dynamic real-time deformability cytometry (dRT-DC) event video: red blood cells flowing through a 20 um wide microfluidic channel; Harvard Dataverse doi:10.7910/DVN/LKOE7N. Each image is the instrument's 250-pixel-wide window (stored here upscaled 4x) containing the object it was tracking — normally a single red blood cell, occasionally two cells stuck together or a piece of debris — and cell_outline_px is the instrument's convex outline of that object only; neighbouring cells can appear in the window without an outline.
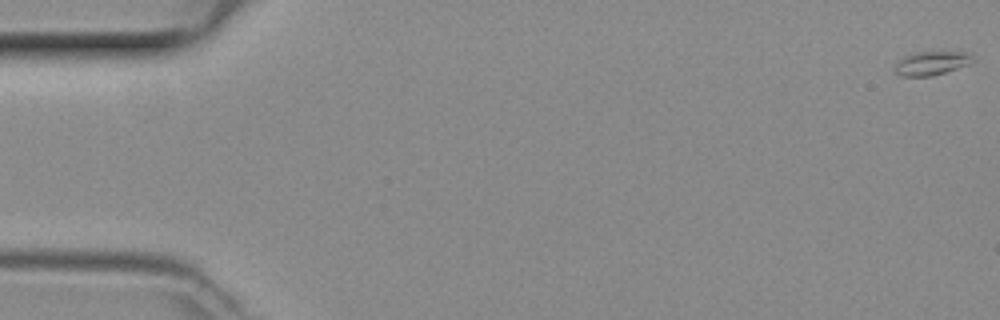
{"species": "common noctule bat (a hibernating species)", "species_latin": "Nyctalus noctula", "temperature_condition": "room temperature", "stored_images_in_passage": 4, "camera_frame_rate_fps": 3000, "um_per_image_px": 0.085, "animal": {"sex": "female", "body_mass_g": 29.2, "forearm_length_mm": 56.3}, "frame": {"image": 1, "passage_image": 1, "time_ms": 0.0, "image_size_px": [1000, 320], "cell_outline_px": [[972, 60], [968, 64], [932, 76], [900, 76], [896, 72], [896, 64], [904, 56], [916, 52], [968, 52], [972, 56]], "centroid_in_image_um": [79.16, 5.37], "position_along_channel_um": 5.8, "area_um2": 10.46}}